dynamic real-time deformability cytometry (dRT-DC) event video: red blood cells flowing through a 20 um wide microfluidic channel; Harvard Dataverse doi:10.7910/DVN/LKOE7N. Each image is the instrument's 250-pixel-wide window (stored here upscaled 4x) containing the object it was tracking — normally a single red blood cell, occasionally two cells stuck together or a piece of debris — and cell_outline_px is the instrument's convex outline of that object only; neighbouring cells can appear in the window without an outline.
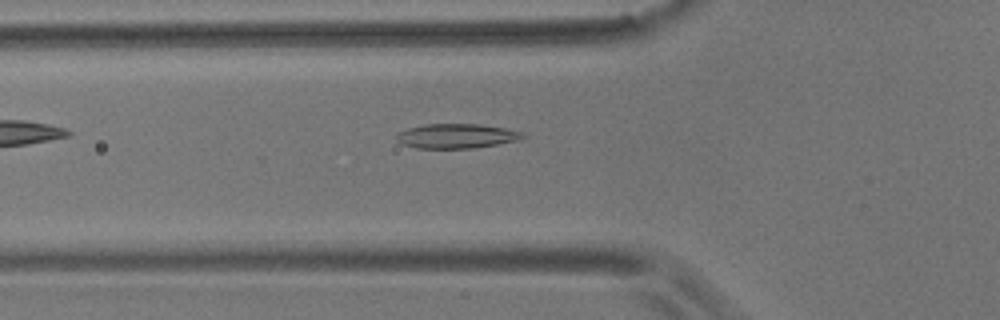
{"species": "common noctule bat (a hibernating species)", "species_latin": "Nyctalus noctula", "temperature_condition": "room temperature", "stored_images_in_passage": 41, "camera_frame_rate_fps": 3000, "um_per_image_px": 0.085, "animal": {"sex": "male", "body_mass_g": 17.9}, "frame": {"image": 1, "passage_image": 4, "time_ms": 1.0, "image_size_px": [1000, 320], "cell_outline_px": [[528, 136], [520, 140], [472, 148], [416, 148], [400, 144], [396, 140], [396, 132], [408, 128], [424, 124], [476, 124], [504, 128], [524, 132]], "centroid_in_image_um": [38.78, 11.56], "position_along_channel_um": 87.0, "area_um2": 18.21}}
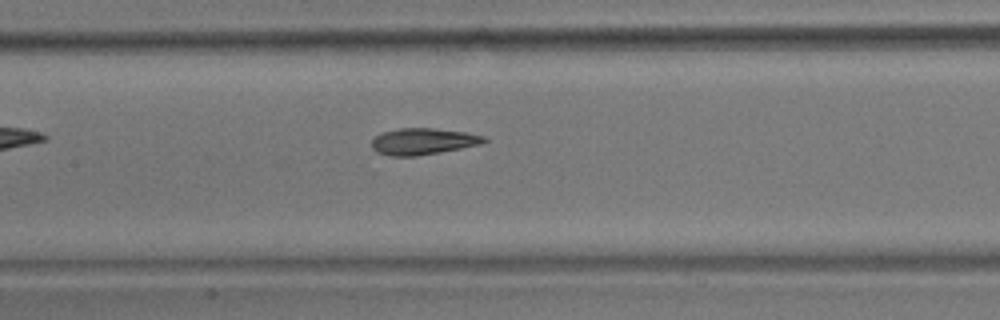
{"frame": {"image": 2, "passage_image": 11, "time_ms": 3.333, "image_size_px": [1000, 320], "cell_outline_px": [[488, 140], [480, 144], [440, 152], [416, 156], [392, 156], [376, 152], [372, 148], [372, 140], [380, 132], [400, 128], [432, 128], [468, 132], [484, 136]], "centroid_in_image_um": [35.94, 12.01], "position_along_channel_um": 171.5, "area_um2": 17.34}}
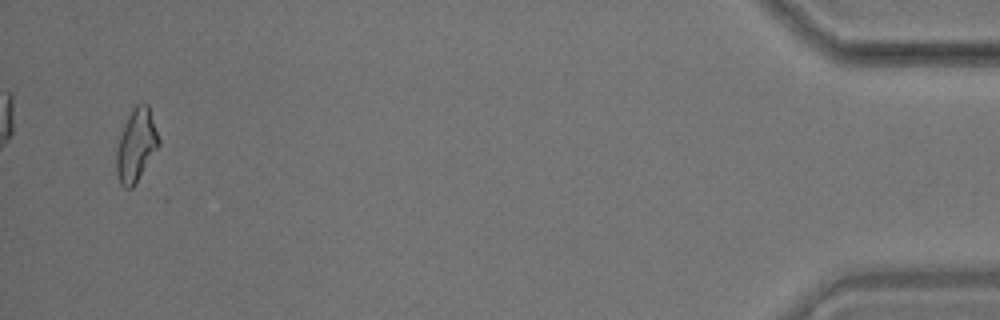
{"frame": {"image": 3, "passage_image": 39, "time_ms": 12.667, "image_size_px": [1000, 320], "cell_outline_px": [[160, 144], [132, 188], [124, 188], [120, 184], [116, 172], [116, 152], [120, 136], [124, 124], [132, 108], [136, 104], [148, 104], [160, 140]], "centroid_in_image_um": [11.56, 12.34], "position_along_channel_um": 423.6, "area_um2": 17.69}, "authors_computed_cell_mechanics": {"area_um2": 17.3978, "velocity_mm_per_s": 3.5811, "shape_relaxation_time_tau1_ms": 6.933, "shape_relaxation_time_tau2_ms": 4.115, "deformation_change_tau1": 0.1845, "deformation_change_tau2": 0.0847}}